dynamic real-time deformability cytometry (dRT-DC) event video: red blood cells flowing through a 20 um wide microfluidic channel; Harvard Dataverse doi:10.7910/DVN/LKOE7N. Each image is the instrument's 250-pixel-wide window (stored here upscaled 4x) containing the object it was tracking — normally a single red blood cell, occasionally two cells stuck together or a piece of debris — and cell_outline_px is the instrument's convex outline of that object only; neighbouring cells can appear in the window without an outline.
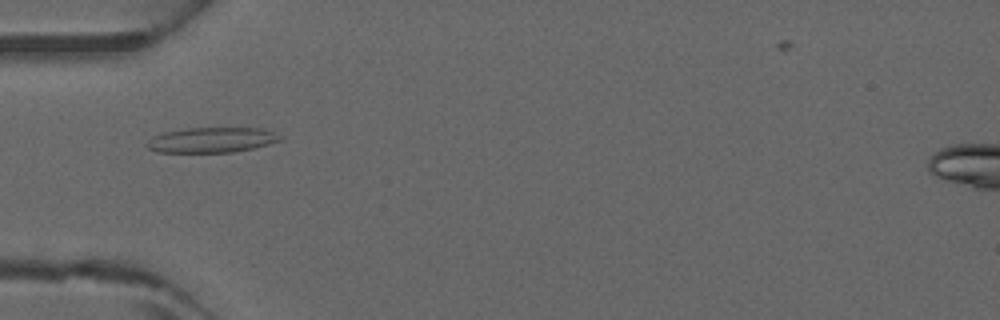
{"species": "common noctule bat (a hibernating species)", "species_latin": "Nyctalus noctula", "temperature_condition": "warm", "stored_images_in_passage": 4, "camera_frame_rate_fps": 3000, "um_per_image_px": 0.085, "animal": {"sex": "male", "forearm_length_mm": 52.5}, "frame": {"image": 1, "passage_image": 4, "time_ms": 1.0, "image_size_px": [1000, 320], "cell_outline_px": [[284, 140], [252, 148], [232, 152], [156, 152], [148, 148], [144, 144], [152, 136], [160, 132], [188, 128], [264, 128], [280, 136]], "centroid_in_image_um": [17.94, 11.89], "position_along_channel_um": 67.1, "area_um2": 19.65}}